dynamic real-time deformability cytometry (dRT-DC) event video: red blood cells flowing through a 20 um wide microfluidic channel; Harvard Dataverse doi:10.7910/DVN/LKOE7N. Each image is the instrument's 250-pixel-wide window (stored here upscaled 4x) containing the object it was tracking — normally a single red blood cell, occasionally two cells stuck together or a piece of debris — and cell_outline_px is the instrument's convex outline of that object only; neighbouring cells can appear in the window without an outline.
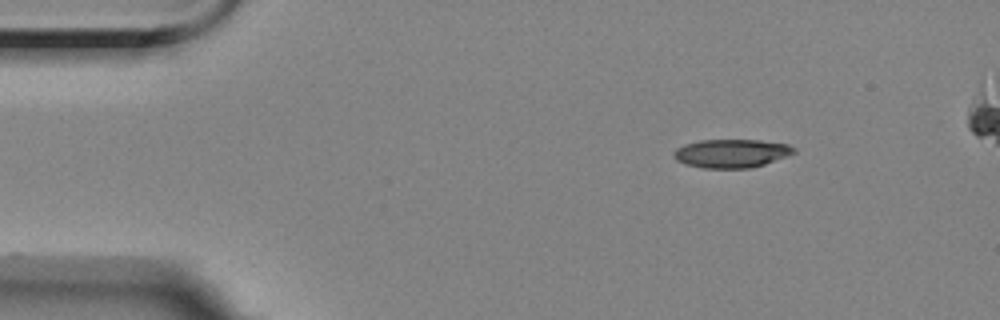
{"species": "Egyptian fruit bat (a non-hibernating species)", "species_latin": "Rousettus aegyptiacus", "temperature_condition": "room temperature", "stored_images_in_passage": 5, "camera_frame_rate_fps": 3000, "um_per_image_px": 0.085, "animal": {"sex": "female"}, "frame": {"image": 1, "passage_image": 3, "time_ms": 2.333, "image_size_px": [1000, 320], "cell_outline_px": [[796, 152], [764, 164], [748, 168], [704, 168], [688, 164], [676, 160], [672, 156], [672, 152], [676, 148], [684, 144], [700, 140], [760, 140], [788, 144], [796, 148]], "centroid_in_image_um": [62.15, 13.02], "position_along_channel_um": 22.9, "area_um2": 19.88}}